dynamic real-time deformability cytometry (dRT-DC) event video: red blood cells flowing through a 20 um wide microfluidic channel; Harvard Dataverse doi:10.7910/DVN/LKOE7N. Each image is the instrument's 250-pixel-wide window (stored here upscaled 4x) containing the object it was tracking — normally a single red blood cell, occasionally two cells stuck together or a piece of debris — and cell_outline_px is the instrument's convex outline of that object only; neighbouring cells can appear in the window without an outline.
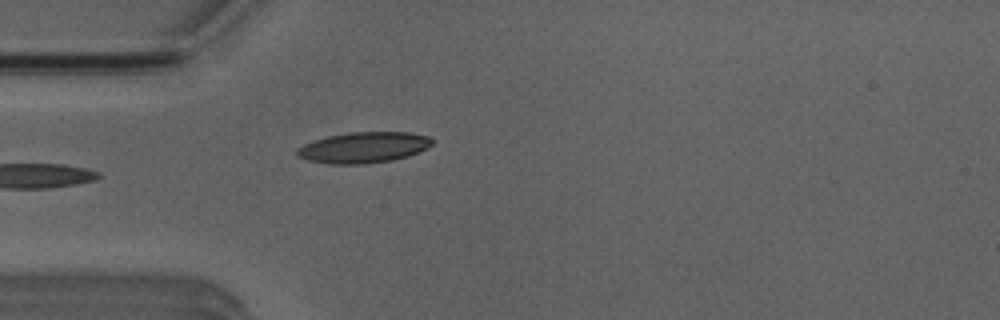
{"species": "Egyptian fruit bat (a non-hibernating species)", "species_latin": "Rousettus aegyptiacus", "temperature_condition": "room temperature", "stored_images_in_passage": 5, "camera_frame_rate_fps": 3000, "um_per_image_px": 0.085, "animal": {"sex": "male"}, "frame": {"image": 1, "passage_image": 5, "time_ms": 4.667, "image_size_px": [1000, 320], "cell_outline_px": [[436, 140], [428, 148], [408, 156], [392, 160], [364, 164], [328, 164], [308, 160], [300, 156], [296, 152], [304, 144], [328, 136], [348, 132], [408, 132], [428, 136]], "centroid_in_image_um": [30.97, 12.53], "position_along_channel_um": 54.0, "area_um2": 24.22}}